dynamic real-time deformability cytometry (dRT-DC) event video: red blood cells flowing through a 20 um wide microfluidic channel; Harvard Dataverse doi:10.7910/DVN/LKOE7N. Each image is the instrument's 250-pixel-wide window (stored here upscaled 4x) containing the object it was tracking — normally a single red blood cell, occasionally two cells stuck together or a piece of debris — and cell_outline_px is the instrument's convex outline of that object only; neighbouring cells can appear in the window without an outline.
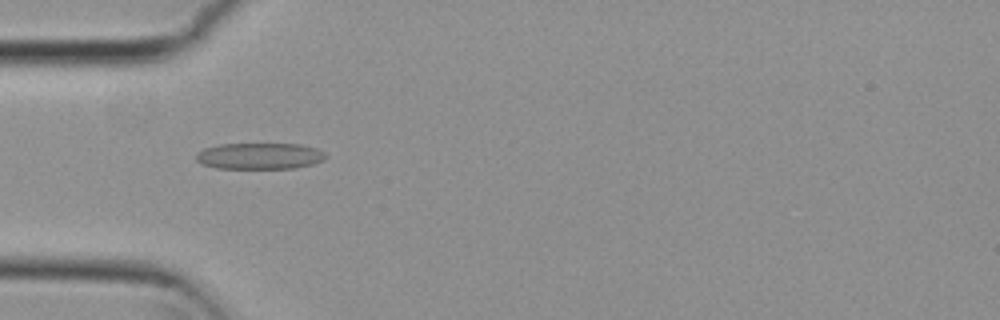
{"species": "common noctule bat (a hibernating species)", "species_latin": "Nyctalus noctula", "temperature_condition": "cold", "stored_images_in_passage": 5, "camera_frame_rate_fps": 3000, "um_per_image_px": 0.085, "animal": {"sex": "female", "body_mass_g": 29.2, "forearm_length_mm": 56.3}, "frame": {"image": 1, "passage_image": 4, "time_ms": 1.0, "image_size_px": [1000, 320], "cell_outline_px": [[328, 156], [324, 160], [312, 164], [296, 168], [216, 168], [200, 164], [196, 160], [196, 152], [204, 148], [220, 144], [300, 144], [316, 148], [324, 152]], "centroid_in_image_um": [22.06, 13.26], "position_along_channel_um": 62.9, "area_um2": 20.0}}
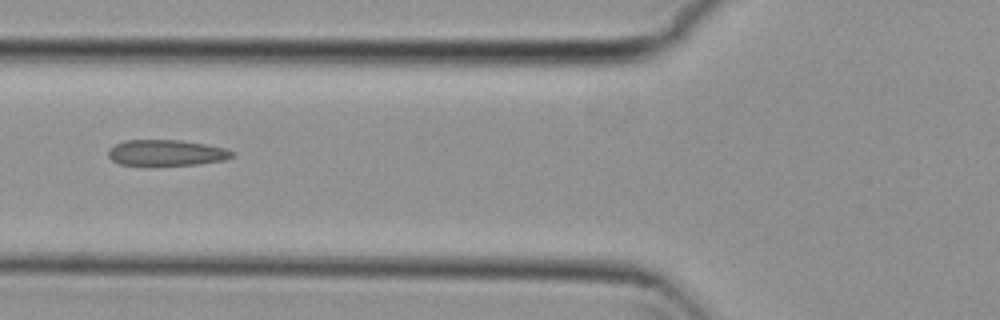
{"frame": {"image": 2, "passage_image": 5, "time_ms": 1.333, "image_size_px": [1000, 320], "cell_outline_px": [[236, 156], [224, 160], [200, 164], [120, 164], [112, 160], [108, 156], [108, 148], [124, 140], [180, 140], [208, 144], [224, 148], [236, 152]], "centroid_in_image_um": [14.19, 12.96], "position_along_channel_um": 111.6, "area_um2": 18.61}}